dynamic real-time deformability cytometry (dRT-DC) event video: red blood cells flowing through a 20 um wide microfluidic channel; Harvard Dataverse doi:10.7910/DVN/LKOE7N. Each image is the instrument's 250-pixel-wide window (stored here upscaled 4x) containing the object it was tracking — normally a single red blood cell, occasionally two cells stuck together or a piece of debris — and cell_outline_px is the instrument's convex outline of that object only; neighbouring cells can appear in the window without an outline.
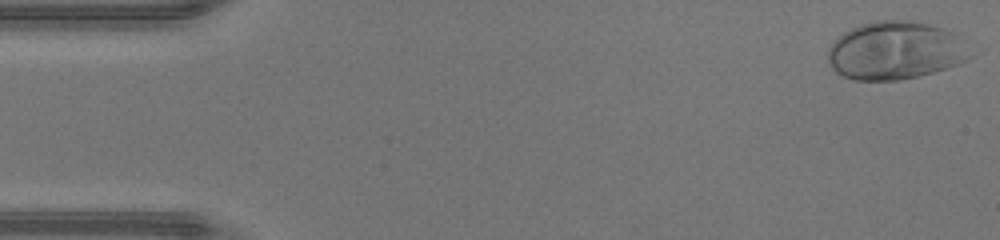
{"species": "human", "species_latin": "Homo sapiens", "temperature_condition": "warm", "stored_images_in_passage": 40, "camera_frame_rate_fps": 3000, "um_per_image_px": 0.085, "donor": {"sex": "male"}, "frame": {"image": 1, "passage_image": 1, "time_ms": 0.0, "image_size_px": [1000, 240], "cell_outline_px": [[972, 56], [960, 64], [932, 72], [900, 80], [856, 80], [844, 76], [836, 72], [832, 68], [828, 60], [828, 48], [844, 32], [860, 24], [876, 20], [908, 20], [928, 24], [944, 28], [956, 32]], "centroid_in_image_um": [76.11, 4.29], "position_along_channel_um": 8.9, "area_um2": 47.97}}
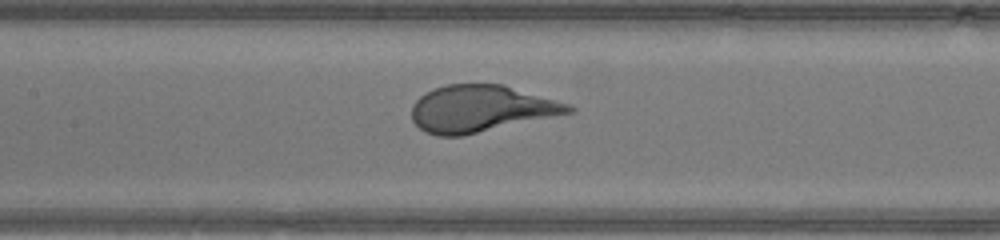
{"frame": {"image": 2, "passage_image": 21, "time_ms": 6.667, "image_size_px": [1000, 240], "cell_outline_px": [[576, 112], [464, 136], [436, 136], [424, 132], [412, 120], [412, 104], [420, 96], [432, 88], [448, 84], [500, 84], [568, 104], [576, 108]], "centroid_in_image_um": [40.85, 9.26], "position_along_channel_um": 166.5, "area_um2": 42.83}}
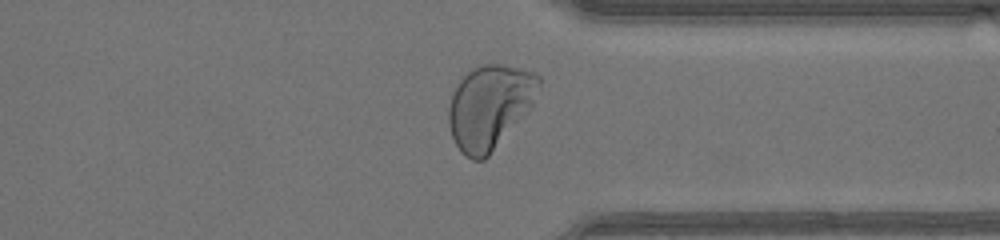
{"frame": {"image": 3, "passage_image": 35, "time_ms": 11.333, "image_size_px": [1000, 240], "cell_outline_px": [[540, 84], [532, 104], [488, 156], [484, 160], [472, 160], [464, 156], [460, 152], [452, 136], [448, 124], [448, 108], [452, 92], [460, 76], [472, 68], [484, 64], [500, 64], [536, 72], [540, 76]], "centroid_in_image_um": [41.56, 9.05], "position_along_channel_um": 369.8, "area_um2": 43.93}, "authors_computed_cell_mechanics": {"area_um2": 43.0321, "velocity_mm_per_s": 4.4215, "shape_relaxation_time_tau1_ms": 3.0377, "shape_relaxation_time_tau2_ms": null, "deformation_change_tau1": 0.2457, "deformation_change_tau2": null}}